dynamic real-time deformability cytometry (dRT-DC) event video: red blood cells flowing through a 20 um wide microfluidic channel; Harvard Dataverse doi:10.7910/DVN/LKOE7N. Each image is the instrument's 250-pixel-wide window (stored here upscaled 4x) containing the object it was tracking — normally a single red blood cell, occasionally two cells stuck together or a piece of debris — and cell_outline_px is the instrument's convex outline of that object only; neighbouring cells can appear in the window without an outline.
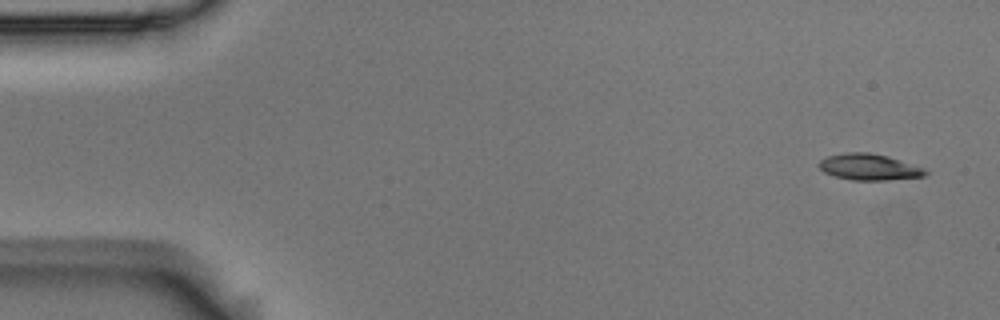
{"species": "Egyptian fruit bat (a non-hibernating species)", "species_latin": "Rousettus aegyptiacus", "temperature_condition": "room temperature", "stored_images_in_passage": 6, "camera_frame_rate_fps": 3000, "um_per_image_px": 0.085, "animal": {"sex": "male"}, "frame": {"image": 1, "passage_image": 1, "time_ms": 0.0, "image_size_px": [1000, 320], "cell_outline_px": [[928, 172], [924, 176], [888, 180], [852, 180], [836, 176], [824, 172], [820, 168], [820, 160], [828, 156], [848, 152], [868, 152], [888, 156], [924, 168]], "centroid_in_image_um": [73.89, 14.19], "position_along_channel_um": 11.1, "area_um2": 16.07}}
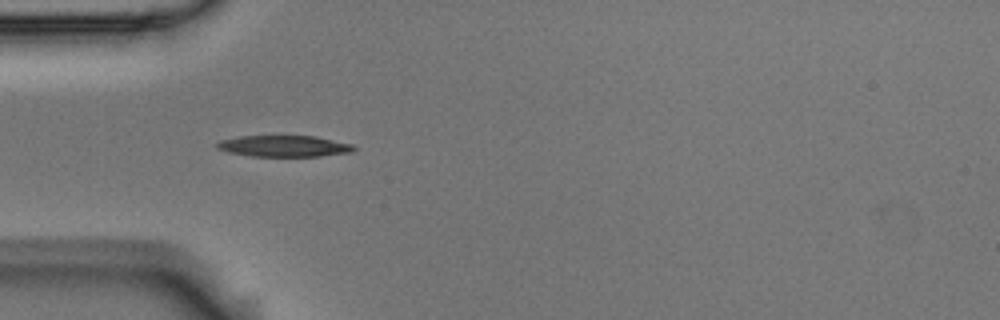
{"frame": {"image": 2, "passage_image": 5, "time_ms": 1.333, "image_size_px": [1000, 320], "cell_outline_px": [[356, 148], [352, 152], [320, 156], [252, 156], [228, 152], [216, 148], [216, 144], [220, 140], [240, 136], [316, 136], [352, 144]], "centroid_in_image_um": [24.14, 12.41], "position_along_channel_um": 60.9, "area_um2": 16.94}}
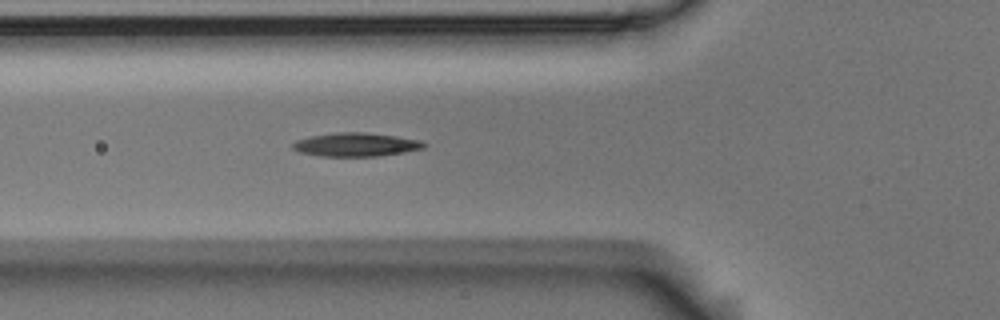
{"frame": {"image": 3, "passage_image": 6, "time_ms": 1.667, "image_size_px": [1000, 320], "cell_outline_px": [[428, 144], [424, 148], [404, 152], [376, 156], [320, 156], [300, 152], [292, 148], [292, 144], [296, 140], [312, 136], [336, 132], [364, 132], [396, 136], [420, 140]], "centroid_in_image_um": [30.26, 12.29], "position_along_channel_um": 95.5, "area_um2": 17.98}}